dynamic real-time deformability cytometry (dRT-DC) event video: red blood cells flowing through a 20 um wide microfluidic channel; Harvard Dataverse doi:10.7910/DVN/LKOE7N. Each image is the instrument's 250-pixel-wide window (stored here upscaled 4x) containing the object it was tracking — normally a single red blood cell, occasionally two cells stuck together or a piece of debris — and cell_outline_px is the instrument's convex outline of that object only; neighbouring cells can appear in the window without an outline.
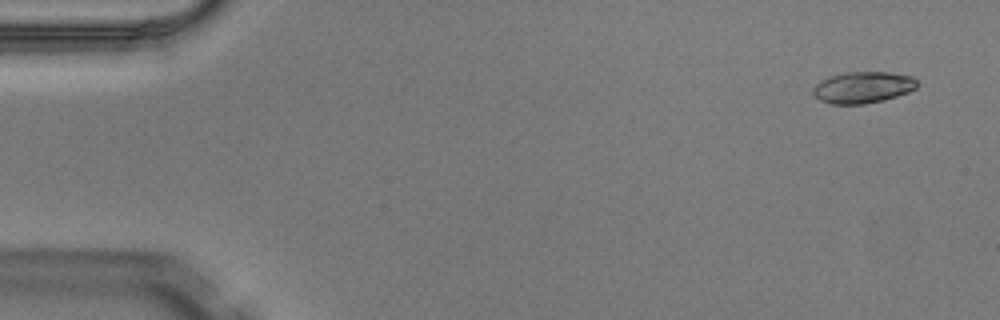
{"species": "Egyptian fruit bat (a non-hibernating species)", "species_latin": "Rousettus aegyptiacus", "temperature_condition": "warm", "stored_images_in_passage": 4, "camera_frame_rate_fps": 3000, "um_per_image_px": 0.085, "animal": {"sex": "male"}, "frame": {"image": 1, "passage_image": 1, "time_ms": 0.0, "image_size_px": [1000, 320], "cell_outline_px": [[916, 88], [908, 92], [884, 100], [864, 104], [832, 104], [820, 100], [812, 96], [812, 88], [820, 80], [844, 72], [888, 72], [912, 76], [916, 80]], "centroid_in_image_um": [73.31, 7.43], "position_along_channel_um": 11.7, "area_um2": 19.13}}
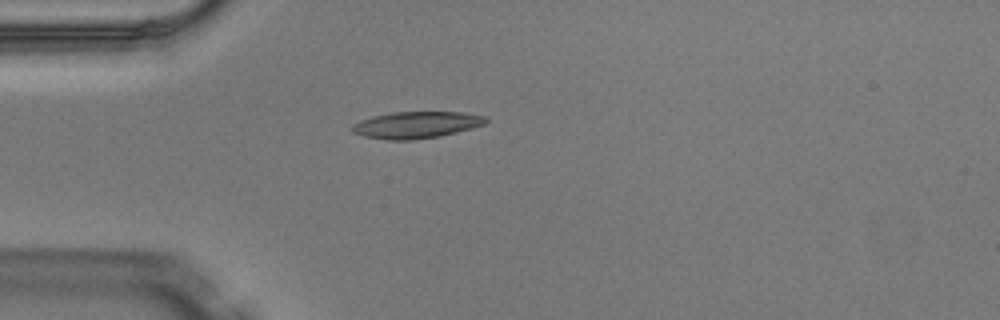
{"frame": {"image": 2, "passage_image": 4, "time_ms": 1.0, "image_size_px": [1000, 320], "cell_outline_px": [[488, 120], [484, 124], [472, 128], [440, 136], [412, 140], [388, 140], [364, 136], [352, 132], [352, 124], [360, 120], [372, 116], [392, 112], [464, 112], [488, 116]], "centroid_in_image_um": [35.4, 10.61], "position_along_channel_um": 49.6, "area_um2": 20.92}}